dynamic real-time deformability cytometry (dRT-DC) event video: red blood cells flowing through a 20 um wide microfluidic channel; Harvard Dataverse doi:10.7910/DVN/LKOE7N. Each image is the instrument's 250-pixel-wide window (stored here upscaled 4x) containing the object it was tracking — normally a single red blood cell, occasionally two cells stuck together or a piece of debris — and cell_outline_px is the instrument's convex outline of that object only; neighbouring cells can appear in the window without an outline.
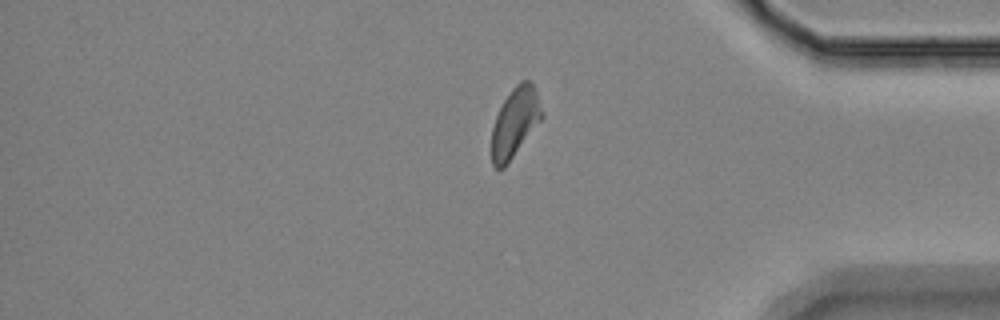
{"species": "Egyptian fruit bat (a non-hibernating species)", "species_latin": "Rousettus aegyptiacus", "temperature_condition": "room temperature", "stored_images_in_passage": 12, "segment_of_instrument_passage": [2, 2], "camera_frame_rate_fps": 3000, "um_per_image_px": 0.085, "animal": {"sex": "female"}, "frame": {"image": 1, "passage_image": 12, "time_ms": 3.667, "image_size_px": [1000, 320], "cell_outline_px": [[544, 116], [508, 164], [504, 168], [496, 168], [492, 164], [492, 128], [496, 116], [504, 100], [512, 88], [520, 80], [532, 80]], "centroid_in_image_um": [43.78, 10.4], "position_along_channel_um": 391.4, "area_um2": 20.23}}